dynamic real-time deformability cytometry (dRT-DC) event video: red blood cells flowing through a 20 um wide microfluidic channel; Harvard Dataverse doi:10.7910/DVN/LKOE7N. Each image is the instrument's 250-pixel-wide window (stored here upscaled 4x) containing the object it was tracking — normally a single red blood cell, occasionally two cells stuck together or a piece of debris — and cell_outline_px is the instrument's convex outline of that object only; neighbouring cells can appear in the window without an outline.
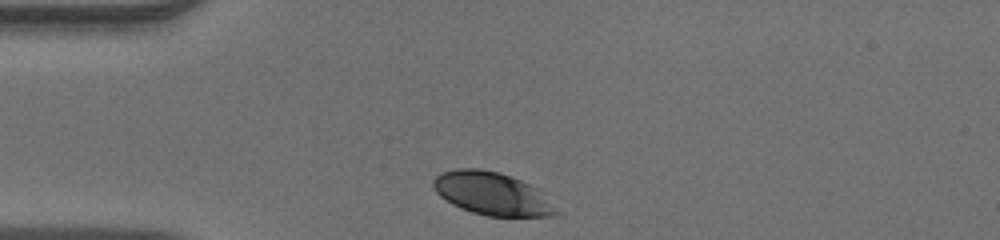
{"species": "human", "species_latin": "Homo sapiens", "temperature_condition": "warm", "stored_images_in_passage": 29, "camera_frame_rate_fps": 3000, "um_per_image_px": 0.085, "donor": {"sex": "male"}, "frame": {"image": 1, "passage_image": 1, "time_ms": 0.0, "image_size_px": [1000, 240], "cell_outline_px": [[560, 212], [552, 216], [488, 216], [472, 212], [460, 208], [452, 204], [440, 196], [432, 188], [432, 180], [440, 172], [460, 168], [476, 168], [500, 172], [520, 180], [536, 188]], "centroid_in_image_um": [41.77, 16.45], "position_along_channel_um": 43.2, "area_um2": 30.52}}
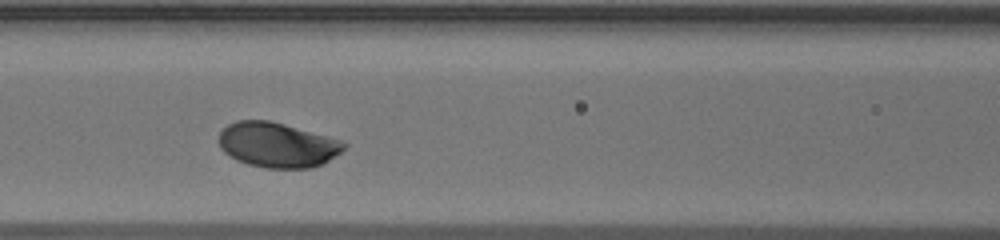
{"frame": {"image": 2, "passage_image": 10, "time_ms": 3.0, "image_size_px": [1000, 240], "cell_outline_px": [[348, 144], [340, 152], [324, 164], [312, 168], [264, 168], [248, 164], [236, 160], [224, 152], [220, 148], [216, 140], [220, 132], [228, 124], [236, 120], [272, 120], [344, 140]], "centroid_in_image_um": [23.57, 12.31], "position_along_channel_um": 143.0, "area_um2": 33.41}}
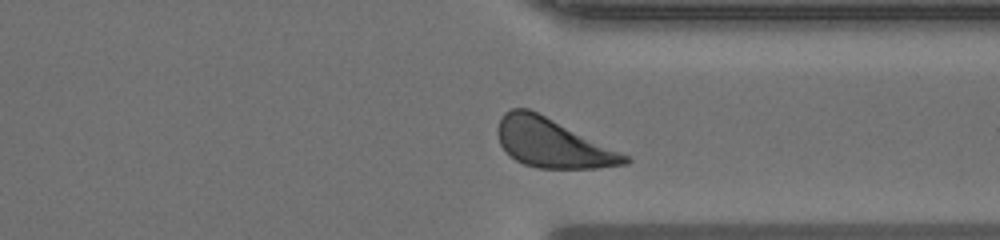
{"frame": {"image": 3, "passage_image": 26, "time_ms": 8.333, "image_size_px": [1000, 240], "cell_outline_px": [[632, 160], [628, 164], [596, 168], [540, 168], [524, 164], [516, 160], [500, 144], [496, 132], [496, 128], [500, 116], [504, 112], [512, 108], [528, 108], [620, 152], [628, 156]], "centroid_in_image_um": [46.91, 12.16], "position_along_channel_um": 364.5, "area_um2": 35.6}}